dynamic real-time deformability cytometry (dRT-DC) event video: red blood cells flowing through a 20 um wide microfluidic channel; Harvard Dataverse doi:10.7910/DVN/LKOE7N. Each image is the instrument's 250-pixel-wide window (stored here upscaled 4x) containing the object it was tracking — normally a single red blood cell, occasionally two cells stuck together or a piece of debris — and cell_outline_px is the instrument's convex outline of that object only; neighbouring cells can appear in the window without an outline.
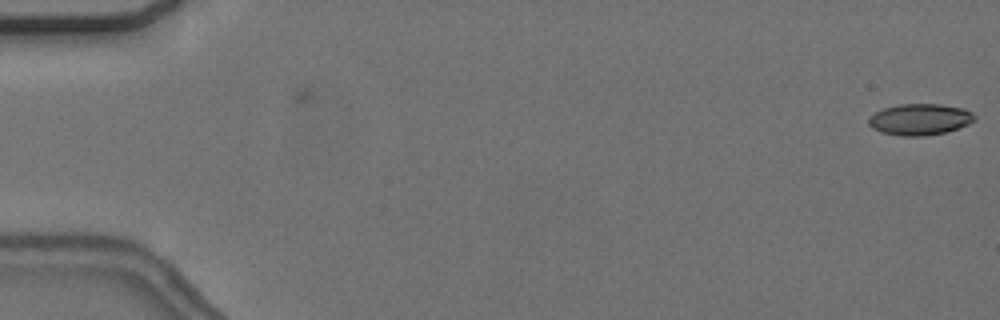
{"species": "common noctule bat (a hibernating species)", "species_latin": "Nyctalus noctula", "temperature_condition": "cold", "stored_images_in_passage": 3, "camera_frame_rate_fps": 3000, "um_per_image_px": 0.085, "animal": {"sex": "female", "body_mass_g": 24.6, "forearm_length_mm": 56.2}, "frame": {"image": 1, "passage_image": 1, "time_ms": 0.0, "image_size_px": [1000, 320], "cell_outline_px": [[976, 120], [968, 124], [944, 132], [924, 136], [904, 136], [880, 132], [872, 128], [868, 124], [868, 120], [876, 112], [884, 108], [900, 104], [936, 104], [964, 108], [972, 112], [976, 116]], "centroid_in_image_um": [78.2, 10.15], "position_along_channel_um": 6.8, "area_um2": 19.19}}